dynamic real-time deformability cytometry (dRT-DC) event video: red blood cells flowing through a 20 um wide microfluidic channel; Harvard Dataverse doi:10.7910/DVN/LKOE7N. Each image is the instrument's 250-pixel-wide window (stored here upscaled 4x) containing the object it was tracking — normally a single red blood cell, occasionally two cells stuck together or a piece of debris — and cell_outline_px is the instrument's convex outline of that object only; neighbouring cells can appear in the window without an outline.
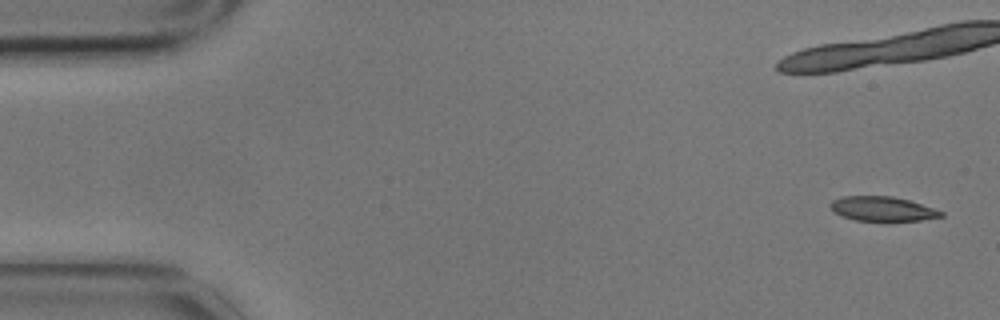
{"species": "common noctule bat (a hibernating species)", "species_latin": "Nyctalus noctula", "temperature_condition": "cold", "stored_images_in_passage": 7, "camera_frame_rate_fps": 3000, "um_per_image_px": 0.085, "animal": {"sex": "male", "body_mass_g": 17.9}, "frame": {"image": 1, "passage_image": 1, "time_ms": 0.0, "image_size_px": [1000, 320], "cell_outline_px": [[944, 216], [920, 220], [856, 220], [840, 216], [832, 212], [828, 204], [832, 200], [840, 196], [892, 196], [908, 200], [944, 212]], "centroid_in_image_um": [74.92, 17.74], "position_along_channel_um": 10.1, "area_um2": 15.72}}